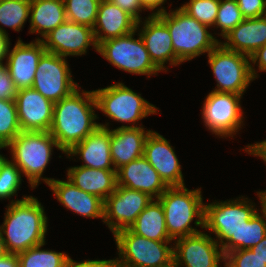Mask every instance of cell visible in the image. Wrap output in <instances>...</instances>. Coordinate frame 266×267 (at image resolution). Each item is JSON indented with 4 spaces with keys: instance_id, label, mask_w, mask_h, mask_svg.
Here are the masks:
<instances>
[{
    "instance_id": "cell-52",
    "label": "cell",
    "mask_w": 266,
    "mask_h": 267,
    "mask_svg": "<svg viewBox=\"0 0 266 267\" xmlns=\"http://www.w3.org/2000/svg\"><path fill=\"white\" fill-rule=\"evenodd\" d=\"M168 267H176V266H175V264L173 263V264H171V265H170V266H168Z\"/></svg>"
},
{
    "instance_id": "cell-42",
    "label": "cell",
    "mask_w": 266,
    "mask_h": 267,
    "mask_svg": "<svg viewBox=\"0 0 266 267\" xmlns=\"http://www.w3.org/2000/svg\"><path fill=\"white\" fill-rule=\"evenodd\" d=\"M165 1L166 0H140L143 10H150L153 12L150 14L151 16H157L167 11L165 7H161L165 4Z\"/></svg>"
},
{
    "instance_id": "cell-46",
    "label": "cell",
    "mask_w": 266,
    "mask_h": 267,
    "mask_svg": "<svg viewBox=\"0 0 266 267\" xmlns=\"http://www.w3.org/2000/svg\"><path fill=\"white\" fill-rule=\"evenodd\" d=\"M251 250L266 263V236L257 245L252 247Z\"/></svg>"
},
{
    "instance_id": "cell-43",
    "label": "cell",
    "mask_w": 266,
    "mask_h": 267,
    "mask_svg": "<svg viewBox=\"0 0 266 267\" xmlns=\"http://www.w3.org/2000/svg\"><path fill=\"white\" fill-rule=\"evenodd\" d=\"M243 150L250 155L260 157L266 164V139L255 144L247 145L246 149Z\"/></svg>"
},
{
    "instance_id": "cell-44",
    "label": "cell",
    "mask_w": 266,
    "mask_h": 267,
    "mask_svg": "<svg viewBox=\"0 0 266 267\" xmlns=\"http://www.w3.org/2000/svg\"><path fill=\"white\" fill-rule=\"evenodd\" d=\"M250 62L257 63L259 71H266V44L250 56Z\"/></svg>"
},
{
    "instance_id": "cell-22",
    "label": "cell",
    "mask_w": 266,
    "mask_h": 267,
    "mask_svg": "<svg viewBox=\"0 0 266 267\" xmlns=\"http://www.w3.org/2000/svg\"><path fill=\"white\" fill-rule=\"evenodd\" d=\"M48 186L54 192L57 200L68 210L83 217L103 220L104 201L98 196L82 191L68 178L66 181L53 178Z\"/></svg>"
},
{
    "instance_id": "cell-15",
    "label": "cell",
    "mask_w": 266,
    "mask_h": 267,
    "mask_svg": "<svg viewBox=\"0 0 266 267\" xmlns=\"http://www.w3.org/2000/svg\"><path fill=\"white\" fill-rule=\"evenodd\" d=\"M35 40H41L46 51L65 58L87 54V49L91 45L97 52L93 28L68 20L58 25L44 38Z\"/></svg>"
},
{
    "instance_id": "cell-47",
    "label": "cell",
    "mask_w": 266,
    "mask_h": 267,
    "mask_svg": "<svg viewBox=\"0 0 266 267\" xmlns=\"http://www.w3.org/2000/svg\"><path fill=\"white\" fill-rule=\"evenodd\" d=\"M9 37L0 34V61H4L10 44Z\"/></svg>"
},
{
    "instance_id": "cell-18",
    "label": "cell",
    "mask_w": 266,
    "mask_h": 267,
    "mask_svg": "<svg viewBox=\"0 0 266 267\" xmlns=\"http://www.w3.org/2000/svg\"><path fill=\"white\" fill-rule=\"evenodd\" d=\"M143 156L168 187L185 185L175 151L162 135L154 131L150 132L145 141Z\"/></svg>"
},
{
    "instance_id": "cell-34",
    "label": "cell",
    "mask_w": 266,
    "mask_h": 267,
    "mask_svg": "<svg viewBox=\"0 0 266 267\" xmlns=\"http://www.w3.org/2000/svg\"><path fill=\"white\" fill-rule=\"evenodd\" d=\"M220 0H190L180 8L201 24L214 27Z\"/></svg>"
},
{
    "instance_id": "cell-27",
    "label": "cell",
    "mask_w": 266,
    "mask_h": 267,
    "mask_svg": "<svg viewBox=\"0 0 266 267\" xmlns=\"http://www.w3.org/2000/svg\"><path fill=\"white\" fill-rule=\"evenodd\" d=\"M30 31L45 37L67 20L64 0H30Z\"/></svg>"
},
{
    "instance_id": "cell-4",
    "label": "cell",
    "mask_w": 266,
    "mask_h": 267,
    "mask_svg": "<svg viewBox=\"0 0 266 267\" xmlns=\"http://www.w3.org/2000/svg\"><path fill=\"white\" fill-rule=\"evenodd\" d=\"M167 26L174 52L177 56V65L192 60L204 53L212 51L219 43L212 33L207 31L210 27L201 24L189 16L180 7L170 13L157 15Z\"/></svg>"
},
{
    "instance_id": "cell-31",
    "label": "cell",
    "mask_w": 266,
    "mask_h": 267,
    "mask_svg": "<svg viewBox=\"0 0 266 267\" xmlns=\"http://www.w3.org/2000/svg\"><path fill=\"white\" fill-rule=\"evenodd\" d=\"M100 2L101 0H64L67 20L93 28Z\"/></svg>"
},
{
    "instance_id": "cell-41",
    "label": "cell",
    "mask_w": 266,
    "mask_h": 267,
    "mask_svg": "<svg viewBox=\"0 0 266 267\" xmlns=\"http://www.w3.org/2000/svg\"><path fill=\"white\" fill-rule=\"evenodd\" d=\"M66 267H118L115 259L110 260H86L77 262L73 259L68 258Z\"/></svg>"
},
{
    "instance_id": "cell-28",
    "label": "cell",
    "mask_w": 266,
    "mask_h": 267,
    "mask_svg": "<svg viewBox=\"0 0 266 267\" xmlns=\"http://www.w3.org/2000/svg\"><path fill=\"white\" fill-rule=\"evenodd\" d=\"M129 229L140 236L156 241H173L165 223L162 204L158 199H153L150 204L137 216L136 221Z\"/></svg>"
},
{
    "instance_id": "cell-48",
    "label": "cell",
    "mask_w": 266,
    "mask_h": 267,
    "mask_svg": "<svg viewBox=\"0 0 266 267\" xmlns=\"http://www.w3.org/2000/svg\"><path fill=\"white\" fill-rule=\"evenodd\" d=\"M257 195L259 197L260 205L262 207L260 209V212H262L261 214L266 218V190L265 191H258Z\"/></svg>"
},
{
    "instance_id": "cell-21",
    "label": "cell",
    "mask_w": 266,
    "mask_h": 267,
    "mask_svg": "<svg viewBox=\"0 0 266 267\" xmlns=\"http://www.w3.org/2000/svg\"><path fill=\"white\" fill-rule=\"evenodd\" d=\"M117 186L141 191L153 199H158L168 188L144 156L117 170Z\"/></svg>"
},
{
    "instance_id": "cell-14",
    "label": "cell",
    "mask_w": 266,
    "mask_h": 267,
    "mask_svg": "<svg viewBox=\"0 0 266 267\" xmlns=\"http://www.w3.org/2000/svg\"><path fill=\"white\" fill-rule=\"evenodd\" d=\"M173 263L176 267H219L225 261L221 246L203 231L174 240Z\"/></svg>"
},
{
    "instance_id": "cell-23",
    "label": "cell",
    "mask_w": 266,
    "mask_h": 267,
    "mask_svg": "<svg viewBox=\"0 0 266 267\" xmlns=\"http://www.w3.org/2000/svg\"><path fill=\"white\" fill-rule=\"evenodd\" d=\"M137 22L132 15L117 5L108 0H101L97 20L93 27L97 45L105 40L118 38L135 31Z\"/></svg>"
},
{
    "instance_id": "cell-20",
    "label": "cell",
    "mask_w": 266,
    "mask_h": 267,
    "mask_svg": "<svg viewBox=\"0 0 266 267\" xmlns=\"http://www.w3.org/2000/svg\"><path fill=\"white\" fill-rule=\"evenodd\" d=\"M80 143L75 144L65 154L68 157L79 155L84 167L115 170L110 152L109 123L101 124Z\"/></svg>"
},
{
    "instance_id": "cell-10",
    "label": "cell",
    "mask_w": 266,
    "mask_h": 267,
    "mask_svg": "<svg viewBox=\"0 0 266 267\" xmlns=\"http://www.w3.org/2000/svg\"><path fill=\"white\" fill-rule=\"evenodd\" d=\"M137 29L127 35L105 40L97 45V52L109 63L122 71L131 74L157 75L160 70L152 62L149 52L146 50L143 39Z\"/></svg>"
},
{
    "instance_id": "cell-36",
    "label": "cell",
    "mask_w": 266,
    "mask_h": 267,
    "mask_svg": "<svg viewBox=\"0 0 266 267\" xmlns=\"http://www.w3.org/2000/svg\"><path fill=\"white\" fill-rule=\"evenodd\" d=\"M22 173L12 160L6 159L0 168V200L17 195L22 181ZM12 196V197H11Z\"/></svg>"
},
{
    "instance_id": "cell-32",
    "label": "cell",
    "mask_w": 266,
    "mask_h": 267,
    "mask_svg": "<svg viewBox=\"0 0 266 267\" xmlns=\"http://www.w3.org/2000/svg\"><path fill=\"white\" fill-rule=\"evenodd\" d=\"M19 133L16 102L0 99V144L8 145Z\"/></svg>"
},
{
    "instance_id": "cell-2",
    "label": "cell",
    "mask_w": 266,
    "mask_h": 267,
    "mask_svg": "<svg viewBox=\"0 0 266 267\" xmlns=\"http://www.w3.org/2000/svg\"><path fill=\"white\" fill-rule=\"evenodd\" d=\"M10 202L0 225L7 252L19 254L45 243L48 218L38 199L26 195Z\"/></svg>"
},
{
    "instance_id": "cell-7",
    "label": "cell",
    "mask_w": 266,
    "mask_h": 267,
    "mask_svg": "<svg viewBox=\"0 0 266 267\" xmlns=\"http://www.w3.org/2000/svg\"><path fill=\"white\" fill-rule=\"evenodd\" d=\"M118 267H168L173 264L172 241H156L133 233L129 228L114 234ZM170 244L171 246H168Z\"/></svg>"
},
{
    "instance_id": "cell-9",
    "label": "cell",
    "mask_w": 266,
    "mask_h": 267,
    "mask_svg": "<svg viewBox=\"0 0 266 267\" xmlns=\"http://www.w3.org/2000/svg\"><path fill=\"white\" fill-rule=\"evenodd\" d=\"M207 56L217 81L212 91L243 96L250 82L258 78L249 56L228 50L220 43Z\"/></svg>"
},
{
    "instance_id": "cell-11",
    "label": "cell",
    "mask_w": 266,
    "mask_h": 267,
    "mask_svg": "<svg viewBox=\"0 0 266 267\" xmlns=\"http://www.w3.org/2000/svg\"><path fill=\"white\" fill-rule=\"evenodd\" d=\"M242 95L211 91L204 100L202 118L205 126L219 136L232 137L243 127ZM242 126V127H241Z\"/></svg>"
},
{
    "instance_id": "cell-45",
    "label": "cell",
    "mask_w": 266,
    "mask_h": 267,
    "mask_svg": "<svg viewBox=\"0 0 266 267\" xmlns=\"http://www.w3.org/2000/svg\"><path fill=\"white\" fill-rule=\"evenodd\" d=\"M0 267H20L17 254L8 253L0 258Z\"/></svg>"
},
{
    "instance_id": "cell-12",
    "label": "cell",
    "mask_w": 266,
    "mask_h": 267,
    "mask_svg": "<svg viewBox=\"0 0 266 267\" xmlns=\"http://www.w3.org/2000/svg\"><path fill=\"white\" fill-rule=\"evenodd\" d=\"M78 87L79 84L72 79L66 58L45 51L39 59L32 88L55 103Z\"/></svg>"
},
{
    "instance_id": "cell-6",
    "label": "cell",
    "mask_w": 266,
    "mask_h": 267,
    "mask_svg": "<svg viewBox=\"0 0 266 267\" xmlns=\"http://www.w3.org/2000/svg\"><path fill=\"white\" fill-rule=\"evenodd\" d=\"M61 150L57 141L49 131L33 132L21 131L8 145L11 150L12 161L26 176L31 188H35L43 180L47 185L52 178H43V172L48 165L53 147Z\"/></svg>"
},
{
    "instance_id": "cell-1",
    "label": "cell",
    "mask_w": 266,
    "mask_h": 267,
    "mask_svg": "<svg viewBox=\"0 0 266 267\" xmlns=\"http://www.w3.org/2000/svg\"><path fill=\"white\" fill-rule=\"evenodd\" d=\"M75 89L69 96L54 104L53 122L49 133L65 154L75 144L91 134L99 124L95 122L97 102L94 91Z\"/></svg>"
},
{
    "instance_id": "cell-30",
    "label": "cell",
    "mask_w": 266,
    "mask_h": 267,
    "mask_svg": "<svg viewBox=\"0 0 266 267\" xmlns=\"http://www.w3.org/2000/svg\"><path fill=\"white\" fill-rule=\"evenodd\" d=\"M46 243L17 254L20 267H66L68 254L41 249Z\"/></svg>"
},
{
    "instance_id": "cell-17",
    "label": "cell",
    "mask_w": 266,
    "mask_h": 267,
    "mask_svg": "<svg viewBox=\"0 0 266 267\" xmlns=\"http://www.w3.org/2000/svg\"><path fill=\"white\" fill-rule=\"evenodd\" d=\"M16 106L21 131H49L53 122L54 102L33 88L17 91Z\"/></svg>"
},
{
    "instance_id": "cell-35",
    "label": "cell",
    "mask_w": 266,
    "mask_h": 267,
    "mask_svg": "<svg viewBox=\"0 0 266 267\" xmlns=\"http://www.w3.org/2000/svg\"><path fill=\"white\" fill-rule=\"evenodd\" d=\"M244 19L236 0H220L214 27L221 30L218 35L223 38Z\"/></svg>"
},
{
    "instance_id": "cell-16",
    "label": "cell",
    "mask_w": 266,
    "mask_h": 267,
    "mask_svg": "<svg viewBox=\"0 0 266 267\" xmlns=\"http://www.w3.org/2000/svg\"><path fill=\"white\" fill-rule=\"evenodd\" d=\"M9 48L10 44L4 67L9 71L15 87L17 90L32 88L39 59L46 51L43 42L34 40L24 43L18 39L11 51Z\"/></svg>"
},
{
    "instance_id": "cell-50",
    "label": "cell",
    "mask_w": 266,
    "mask_h": 267,
    "mask_svg": "<svg viewBox=\"0 0 266 267\" xmlns=\"http://www.w3.org/2000/svg\"><path fill=\"white\" fill-rule=\"evenodd\" d=\"M4 149V148H7V145H4V144H0V149ZM7 158L4 157L3 155L0 154V168L2 166V164L5 162Z\"/></svg>"
},
{
    "instance_id": "cell-3",
    "label": "cell",
    "mask_w": 266,
    "mask_h": 267,
    "mask_svg": "<svg viewBox=\"0 0 266 267\" xmlns=\"http://www.w3.org/2000/svg\"><path fill=\"white\" fill-rule=\"evenodd\" d=\"M162 204L169 237L174 241L200 232L191 226L204 228V205L201 188L189 190L184 186L168 187L158 198Z\"/></svg>"
},
{
    "instance_id": "cell-24",
    "label": "cell",
    "mask_w": 266,
    "mask_h": 267,
    "mask_svg": "<svg viewBox=\"0 0 266 267\" xmlns=\"http://www.w3.org/2000/svg\"><path fill=\"white\" fill-rule=\"evenodd\" d=\"M152 130L144 127L111 129L110 152L115 170L144 155V145Z\"/></svg>"
},
{
    "instance_id": "cell-39",
    "label": "cell",
    "mask_w": 266,
    "mask_h": 267,
    "mask_svg": "<svg viewBox=\"0 0 266 267\" xmlns=\"http://www.w3.org/2000/svg\"><path fill=\"white\" fill-rule=\"evenodd\" d=\"M17 91L9 71L3 67L0 71V99L15 101Z\"/></svg>"
},
{
    "instance_id": "cell-29",
    "label": "cell",
    "mask_w": 266,
    "mask_h": 267,
    "mask_svg": "<svg viewBox=\"0 0 266 267\" xmlns=\"http://www.w3.org/2000/svg\"><path fill=\"white\" fill-rule=\"evenodd\" d=\"M29 13L30 0H0V34L8 37L2 26L19 32L28 20Z\"/></svg>"
},
{
    "instance_id": "cell-49",
    "label": "cell",
    "mask_w": 266,
    "mask_h": 267,
    "mask_svg": "<svg viewBox=\"0 0 266 267\" xmlns=\"http://www.w3.org/2000/svg\"><path fill=\"white\" fill-rule=\"evenodd\" d=\"M6 254H8L6 247H5V242L2 238V234L0 232V258L4 257Z\"/></svg>"
},
{
    "instance_id": "cell-26",
    "label": "cell",
    "mask_w": 266,
    "mask_h": 267,
    "mask_svg": "<svg viewBox=\"0 0 266 267\" xmlns=\"http://www.w3.org/2000/svg\"><path fill=\"white\" fill-rule=\"evenodd\" d=\"M67 178L82 191L98 196L103 201L117 187V171L74 166L67 170Z\"/></svg>"
},
{
    "instance_id": "cell-37",
    "label": "cell",
    "mask_w": 266,
    "mask_h": 267,
    "mask_svg": "<svg viewBox=\"0 0 266 267\" xmlns=\"http://www.w3.org/2000/svg\"><path fill=\"white\" fill-rule=\"evenodd\" d=\"M224 263V267H266L265 261L251 249L228 252Z\"/></svg>"
},
{
    "instance_id": "cell-33",
    "label": "cell",
    "mask_w": 266,
    "mask_h": 267,
    "mask_svg": "<svg viewBox=\"0 0 266 267\" xmlns=\"http://www.w3.org/2000/svg\"><path fill=\"white\" fill-rule=\"evenodd\" d=\"M266 236V218L257 212L238 231L237 250L251 249Z\"/></svg>"
},
{
    "instance_id": "cell-38",
    "label": "cell",
    "mask_w": 266,
    "mask_h": 267,
    "mask_svg": "<svg viewBox=\"0 0 266 267\" xmlns=\"http://www.w3.org/2000/svg\"><path fill=\"white\" fill-rule=\"evenodd\" d=\"M244 18H257L266 15V0H236Z\"/></svg>"
},
{
    "instance_id": "cell-51",
    "label": "cell",
    "mask_w": 266,
    "mask_h": 267,
    "mask_svg": "<svg viewBox=\"0 0 266 267\" xmlns=\"http://www.w3.org/2000/svg\"><path fill=\"white\" fill-rule=\"evenodd\" d=\"M4 67L3 61H0V71Z\"/></svg>"
},
{
    "instance_id": "cell-25",
    "label": "cell",
    "mask_w": 266,
    "mask_h": 267,
    "mask_svg": "<svg viewBox=\"0 0 266 267\" xmlns=\"http://www.w3.org/2000/svg\"><path fill=\"white\" fill-rule=\"evenodd\" d=\"M220 44L231 51L251 56L266 44V15L257 18H245L226 36Z\"/></svg>"
},
{
    "instance_id": "cell-8",
    "label": "cell",
    "mask_w": 266,
    "mask_h": 267,
    "mask_svg": "<svg viewBox=\"0 0 266 267\" xmlns=\"http://www.w3.org/2000/svg\"><path fill=\"white\" fill-rule=\"evenodd\" d=\"M93 91L97 109L114 121L132 123L130 126L122 125L120 128L141 127L137 126V121L159 111L156 106L142 98L141 94L138 95L121 82Z\"/></svg>"
},
{
    "instance_id": "cell-40",
    "label": "cell",
    "mask_w": 266,
    "mask_h": 267,
    "mask_svg": "<svg viewBox=\"0 0 266 267\" xmlns=\"http://www.w3.org/2000/svg\"><path fill=\"white\" fill-rule=\"evenodd\" d=\"M114 5H117L122 10H125L132 15L137 21H141L140 12H142V5L140 0H108Z\"/></svg>"
},
{
    "instance_id": "cell-19",
    "label": "cell",
    "mask_w": 266,
    "mask_h": 267,
    "mask_svg": "<svg viewBox=\"0 0 266 267\" xmlns=\"http://www.w3.org/2000/svg\"><path fill=\"white\" fill-rule=\"evenodd\" d=\"M137 22L136 29H139V35L144 41L146 50L154 65L160 71H168L165 63L169 62L170 66H177V56L171 41L170 32L167 26L157 17L149 14L142 23ZM167 67V68H166Z\"/></svg>"
},
{
    "instance_id": "cell-5",
    "label": "cell",
    "mask_w": 266,
    "mask_h": 267,
    "mask_svg": "<svg viewBox=\"0 0 266 267\" xmlns=\"http://www.w3.org/2000/svg\"><path fill=\"white\" fill-rule=\"evenodd\" d=\"M241 197L204 205L203 229L215 234L224 255L237 250L238 231L259 211L251 200Z\"/></svg>"
},
{
    "instance_id": "cell-13",
    "label": "cell",
    "mask_w": 266,
    "mask_h": 267,
    "mask_svg": "<svg viewBox=\"0 0 266 267\" xmlns=\"http://www.w3.org/2000/svg\"><path fill=\"white\" fill-rule=\"evenodd\" d=\"M152 200L153 198L146 193L117 186L104 200L103 222L113 235L120 230L128 229Z\"/></svg>"
}]
</instances>
